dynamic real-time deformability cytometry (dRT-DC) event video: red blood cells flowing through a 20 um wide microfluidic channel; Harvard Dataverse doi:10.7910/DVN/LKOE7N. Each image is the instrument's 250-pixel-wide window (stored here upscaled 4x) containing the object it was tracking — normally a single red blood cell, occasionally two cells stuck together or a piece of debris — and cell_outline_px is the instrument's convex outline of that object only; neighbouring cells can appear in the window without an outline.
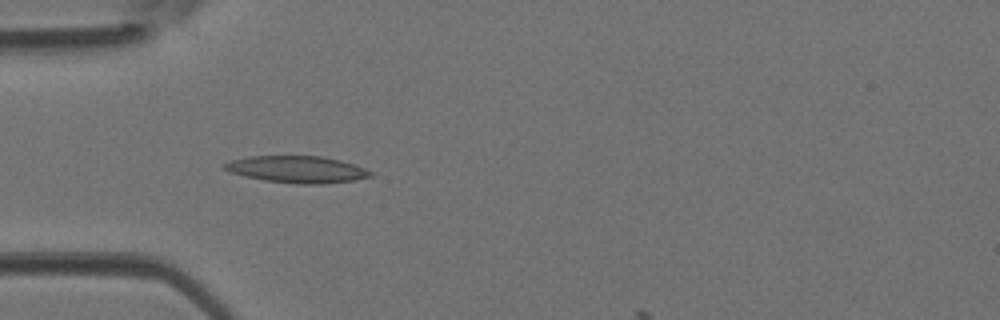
{"species": "Egyptian fruit bat (a non-hibernating species)", "species_latin": "Rousettus aegyptiacus", "temperature_condition": "room temperature", "stored_images_in_passage": 4, "camera_frame_rate_fps": 3000, "um_per_image_px": 0.085, "animal": {"sex": "female"}, "frame": {"image": 1, "passage_image": 3, "time_ms": 0.667, "image_size_px": [1000, 320], "cell_outline_px": [[376, 172], [372, 176], [356, 180], [324, 184], [296, 184], [264, 180], [244, 176], [228, 172], [220, 168], [220, 164], [232, 160], [248, 156], [324, 156], [340, 160]], "centroid_in_image_um": [25.22, 14.4], "position_along_channel_um": 59.8, "area_um2": 23.24}}
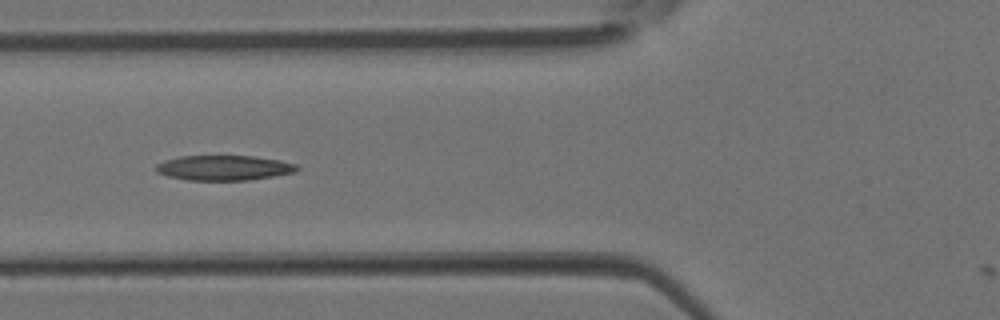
{"frame": {"image": 2, "passage_image": 4, "time_ms": 1.0, "image_size_px": [1000, 320], "cell_outline_px": [[300, 168], [296, 172], [248, 180], [188, 180], [168, 176], [156, 172], [156, 164], [164, 160], [180, 156], [252, 156], [280, 160], [296, 164]], "centroid_in_image_um": [19.03, 14.26], "position_along_channel_um": 106.8, "area_um2": 20.52}}